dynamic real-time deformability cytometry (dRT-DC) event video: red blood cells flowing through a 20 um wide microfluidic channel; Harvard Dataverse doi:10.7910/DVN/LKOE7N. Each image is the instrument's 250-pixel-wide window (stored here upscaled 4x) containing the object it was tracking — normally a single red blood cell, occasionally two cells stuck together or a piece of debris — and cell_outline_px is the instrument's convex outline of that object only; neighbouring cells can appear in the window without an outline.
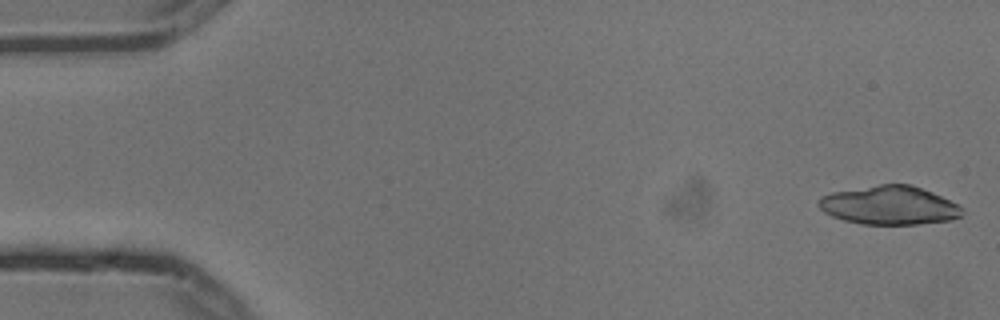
{"species": "common noctule bat (a hibernating species)", "species_latin": "Nyctalus noctula", "temperature_condition": "cold", "stored_images_in_passage": 6, "camera_frame_rate_fps": 3000, "um_per_image_px": 0.085, "animal": {"sex": "male", "body_mass_g": 13.3}, "frame": {"image": 1, "passage_image": 1, "time_ms": 0.0, "image_size_px": [1000, 320], "cell_outline_px": [[964, 212], [960, 216], [948, 220], [916, 224], [860, 224], [844, 220], [832, 216], [824, 212], [816, 204], [820, 196], [832, 192], [880, 184], [912, 184], [932, 192], [964, 208]], "centroid_in_image_um": [75.56, 17.45], "position_along_channel_um": 9.4, "area_um2": 32.25}}